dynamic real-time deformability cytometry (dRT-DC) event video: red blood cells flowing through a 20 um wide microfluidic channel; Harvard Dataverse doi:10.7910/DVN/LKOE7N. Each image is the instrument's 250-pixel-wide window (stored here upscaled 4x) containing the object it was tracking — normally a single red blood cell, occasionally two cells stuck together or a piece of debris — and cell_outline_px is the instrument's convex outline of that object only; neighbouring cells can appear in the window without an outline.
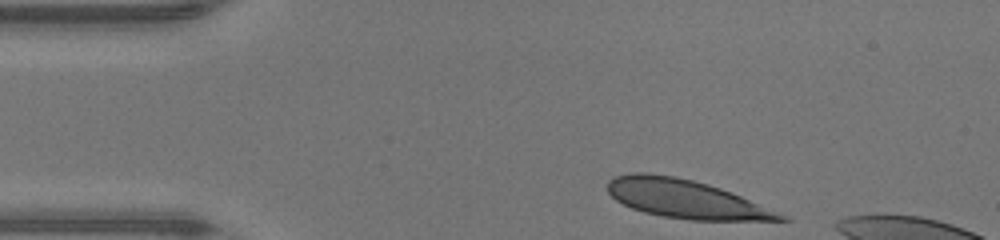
{"species": "human", "species_latin": "Homo sapiens", "temperature_condition": "warm", "stored_images_in_passage": 33, "camera_frame_rate_fps": 3000, "um_per_image_px": 0.085, "donor": {"sex": "male"}, "frame": {"image": 1, "passage_image": 1, "time_ms": 0.0, "image_size_px": [1000, 240], "cell_outline_px": [[792, 220], [692, 220], [664, 216], [644, 212], [632, 208], [616, 200], [608, 192], [608, 180], [612, 176], [628, 172], [648, 172], [676, 176], [708, 184], [732, 192], [788, 216]], "centroid_in_image_um": [58.24, 16.89], "position_along_channel_um": 26.8, "area_um2": 38.73}}
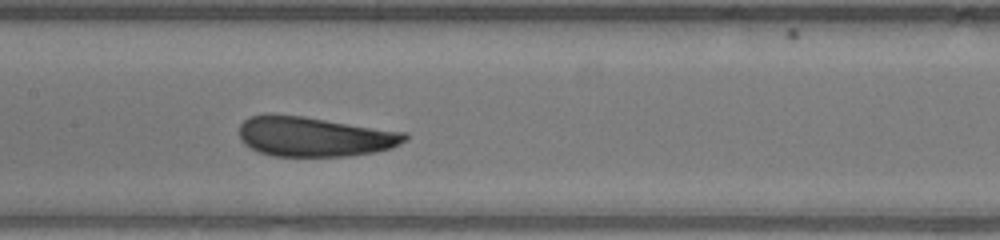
{"frame": {"image": 2, "passage_image": 16, "time_ms": 5.0, "image_size_px": [1000, 240], "cell_outline_px": [[408, 140], [392, 148], [376, 152], [348, 156], [272, 156], [260, 152], [244, 144], [240, 140], [240, 124], [248, 116], [264, 112], [304, 116], [408, 132]], "centroid_in_image_um": [26.73, 11.59], "position_along_channel_um": 180.7, "area_um2": 39.13}}
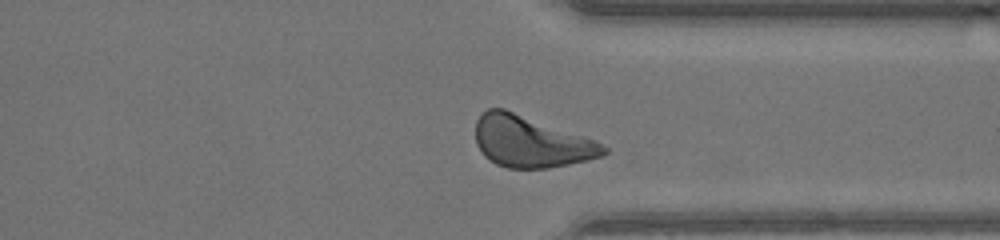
{"frame": {"image": 3, "passage_image": 29, "time_ms": 9.333, "image_size_px": [1000, 240], "cell_outline_px": [[608, 152], [604, 156], [588, 160], [548, 168], [508, 168], [496, 164], [484, 156], [476, 144], [476, 120], [488, 108], [504, 108], [596, 140], [608, 148]], "centroid_in_image_um": [45.13, 12.05], "position_along_channel_um": 366.3, "area_um2": 38.32}, "authors_computed_cell_mechanics": {"area_um2": 38.726, "velocity_mm_per_s": 4.3186, "shape_relaxation_time_tau1_ms": 2.888, "shape_relaxation_time_tau2_ms": null, "deformation_change_tau1": 0.127, "deformation_change_tau2": null}}